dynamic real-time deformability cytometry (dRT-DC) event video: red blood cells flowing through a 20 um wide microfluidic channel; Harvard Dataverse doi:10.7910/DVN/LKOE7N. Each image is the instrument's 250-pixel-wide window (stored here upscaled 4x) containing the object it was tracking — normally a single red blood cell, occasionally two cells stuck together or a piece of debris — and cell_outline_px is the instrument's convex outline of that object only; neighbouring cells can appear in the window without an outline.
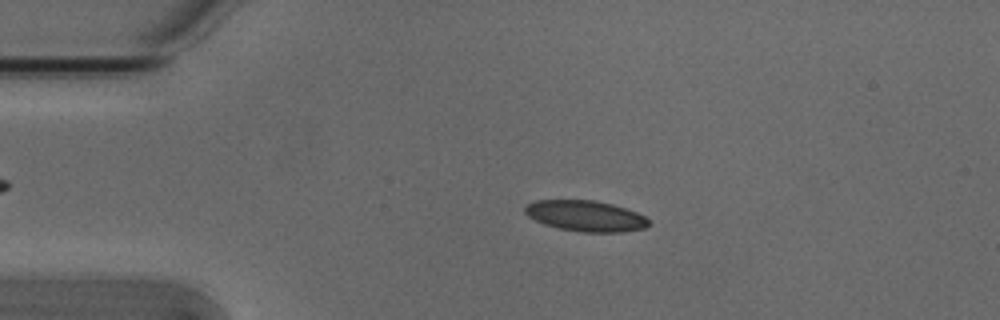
{"species": "Egyptian fruit bat (a non-hibernating species)", "species_latin": "Rousettus aegyptiacus", "temperature_condition": "cold", "stored_images_in_passage": 53, "camera_frame_rate_fps": 3000, "um_per_image_px": 0.085, "animal": {"sex": "male"}, "frame": {"image": 1, "passage_image": 11, "time_ms": 3.333, "image_size_px": [1000, 320], "cell_outline_px": [[648, 224], [644, 228], [620, 232], [580, 232], [560, 228], [544, 224], [528, 216], [524, 212], [524, 208], [528, 204], [536, 200], [596, 200], [612, 204], [636, 212], [644, 216], [648, 220]], "centroid_in_image_um": [49.75, 18.35], "position_along_channel_um": 35.2, "area_um2": 22.02}}
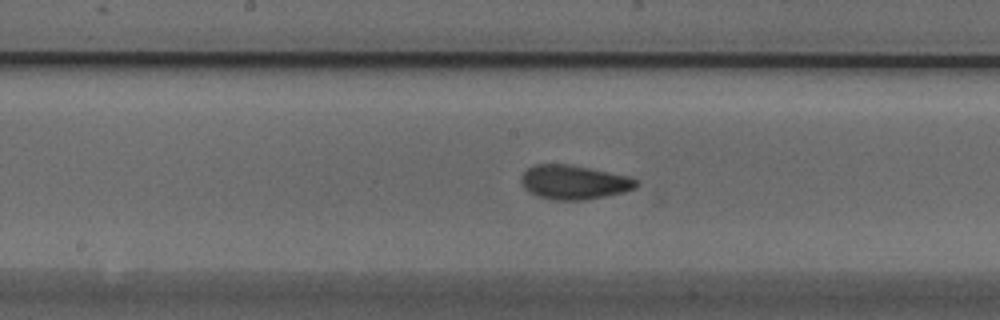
{"frame": {"image": 2, "passage_image": 27, "time_ms": 8.667, "image_size_px": [1000, 320], "cell_outline_px": [[640, 184], [636, 188], [624, 192], [584, 200], [556, 200], [540, 196], [524, 188], [520, 180], [520, 176], [528, 168], [536, 164], [568, 164], [628, 176], [636, 180]], "centroid_in_image_um": [48.79, 15.48], "position_along_channel_um": 199.4, "area_um2": 22.66}}
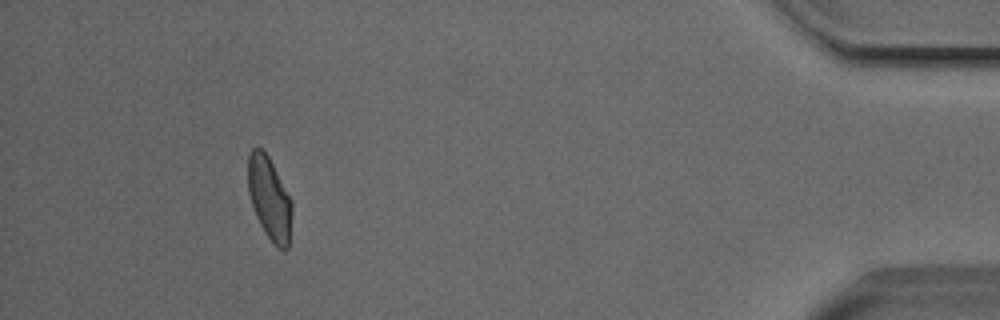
{"frame": {"image": 3, "passage_image": 49, "time_ms": 16.0, "image_size_px": [1000, 320], "cell_outline_px": [[292, 212], [288, 248], [284, 252], [272, 244], [264, 232], [256, 216], [248, 192], [248, 152], [252, 148], [260, 148], [268, 156], [292, 200]], "centroid_in_image_um": [22.9, 16.9], "position_along_channel_um": 412.3, "area_um2": 21.33}, "authors_computed_cell_mechanics": {"area_um2": 22.0218, "velocity_mm_per_s": 3.7942, "shape_relaxation_time_tau1_ms": 4.5776, "shape_relaxation_time_tau2_ms": 1.2759, "deformation_change_tau1": 0.1254, "deformation_change_tau2": 0.0576}}